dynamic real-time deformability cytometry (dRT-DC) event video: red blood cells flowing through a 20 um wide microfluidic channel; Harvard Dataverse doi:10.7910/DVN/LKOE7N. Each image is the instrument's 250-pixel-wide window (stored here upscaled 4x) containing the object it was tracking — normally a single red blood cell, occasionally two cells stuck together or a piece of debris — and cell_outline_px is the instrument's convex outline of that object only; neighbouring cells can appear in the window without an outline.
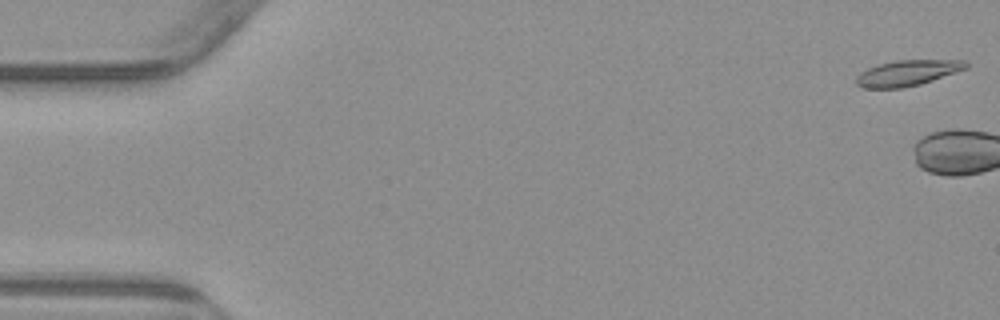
{"species": "common noctule bat (a hibernating species)", "species_latin": "Nyctalus noctula", "temperature_condition": "warm", "stored_images_in_passage": 3, "camera_frame_rate_fps": 3000, "um_per_image_px": 0.085, "animal": {"sex": "male", "body_mass_g": 23.1, "forearm_length_mm": 52.7}, "frame": {"image": 1, "passage_image": 1, "time_ms": 0.0, "image_size_px": [1000, 320], "cell_outline_px": [[968, 68], [920, 84], [900, 88], [860, 88], [856, 84], [856, 76], [860, 72], [868, 68], [880, 64], [896, 60], [964, 60], [968, 64]], "centroid_in_image_um": [77.11, 6.2], "position_along_channel_um": 7.9, "area_um2": 16.36}}